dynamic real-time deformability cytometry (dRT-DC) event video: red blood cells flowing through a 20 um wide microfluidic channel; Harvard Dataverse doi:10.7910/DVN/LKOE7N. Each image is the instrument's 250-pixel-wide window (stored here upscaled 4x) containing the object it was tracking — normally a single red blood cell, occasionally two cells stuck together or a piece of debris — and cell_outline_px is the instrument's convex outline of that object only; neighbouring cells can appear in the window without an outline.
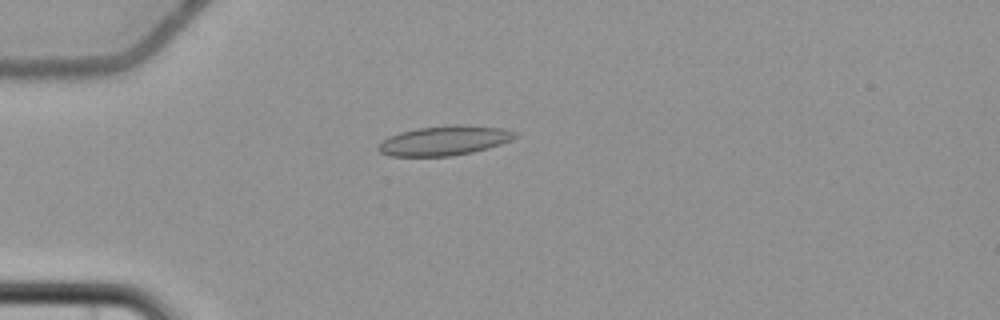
{"species": "common noctule bat (a hibernating species)", "species_latin": "Nyctalus noctula", "temperature_condition": "cold", "stored_images_in_passage": 5, "camera_frame_rate_fps": 3000, "um_per_image_px": 0.085, "animal": {"sex": "female", "body_mass_g": 22.7, "forearm_length_mm": 54.2}, "frame": {"image": 1, "passage_image": 5, "time_ms": 4.667, "image_size_px": [1000, 320], "cell_outline_px": [[516, 136], [512, 140], [488, 148], [472, 152], [452, 156], [392, 156], [380, 152], [376, 148], [388, 136], [400, 132], [416, 128], [448, 124], [456, 124], [500, 128], [516, 132]], "centroid_in_image_um": [37.75, 11.94], "position_along_channel_um": 47.2, "area_um2": 23.52}}